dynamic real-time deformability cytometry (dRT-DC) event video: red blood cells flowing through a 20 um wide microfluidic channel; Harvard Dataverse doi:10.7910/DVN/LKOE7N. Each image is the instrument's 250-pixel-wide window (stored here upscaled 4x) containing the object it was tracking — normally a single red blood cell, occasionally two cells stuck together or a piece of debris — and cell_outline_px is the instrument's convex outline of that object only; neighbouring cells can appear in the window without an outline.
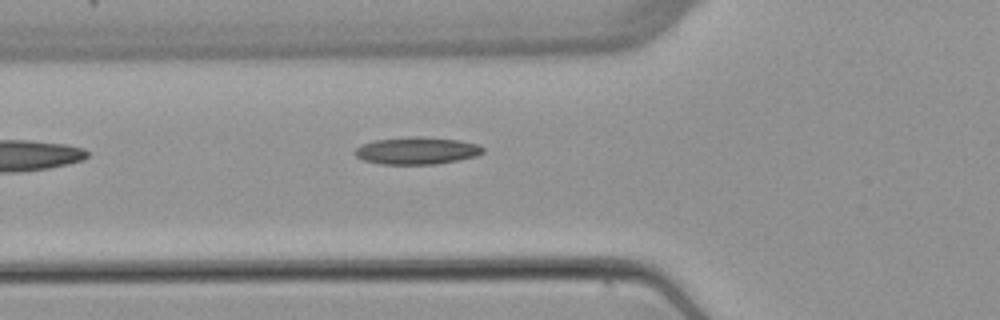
{"species": "common noctule bat (a hibernating species)", "species_latin": "Nyctalus noctula", "temperature_condition": "warm", "stored_images_in_passage": 5, "camera_frame_rate_fps": 3000, "um_per_image_px": 0.085, "animal": {"sex": "female", "body_mass_g": 22.7, "forearm_length_mm": 54.2}, "frame": {"image": 1, "passage_image": 5, "time_ms": 5.0, "image_size_px": [1000, 320], "cell_outline_px": [[484, 152], [476, 156], [436, 164], [380, 164], [364, 160], [356, 156], [352, 152], [360, 144], [376, 140], [408, 136], [420, 136], [456, 140], [476, 144], [484, 148]], "centroid_in_image_um": [35.38, 12.8], "position_along_channel_um": 90.4, "area_um2": 20.29}}